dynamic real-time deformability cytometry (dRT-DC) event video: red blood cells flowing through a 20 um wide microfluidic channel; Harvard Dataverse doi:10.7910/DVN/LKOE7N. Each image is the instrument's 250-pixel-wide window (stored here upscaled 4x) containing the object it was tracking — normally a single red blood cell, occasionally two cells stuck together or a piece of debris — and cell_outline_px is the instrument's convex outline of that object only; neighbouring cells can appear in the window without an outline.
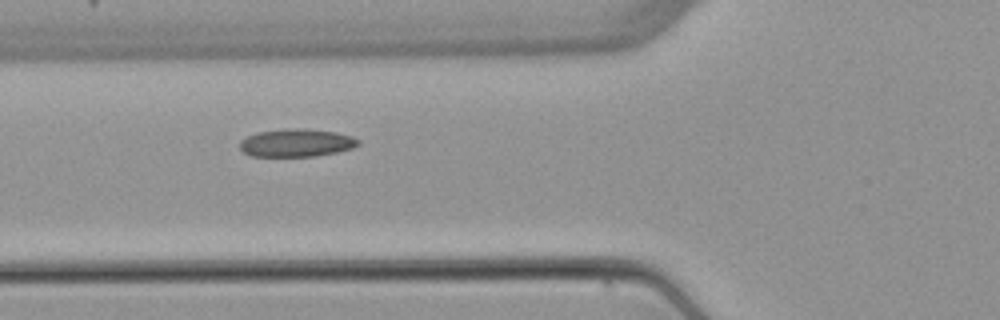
{"species": "common noctule bat (a hibernating species)", "species_latin": "Nyctalus noctula", "temperature_condition": "warm", "stored_images_in_passage": 6, "camera_frame_rate_fps": 3000, "um_per_image_px": 0.085, "animal": {"sex": "female", "body_mass_g": 22.7, "forearm_length_mm": 54.2}, "frame": {"image": 1, "passage_image": 5, "time_ms": 4.667, "image_size_px": [1000, 320], "cell_outline_px": [[360, 144], [352, 148], [336, 152], [316, 156], [252, 156], [244, 152], [240, 148], [240, 140], [256, 132], [288, 128], [300, 128], [336, 132], [352, 136], [360, 140]], "centroid_in_image_um": [25.2, 12.13], "position_along_channel_um": 100.6, "area_um2": 19.25}}
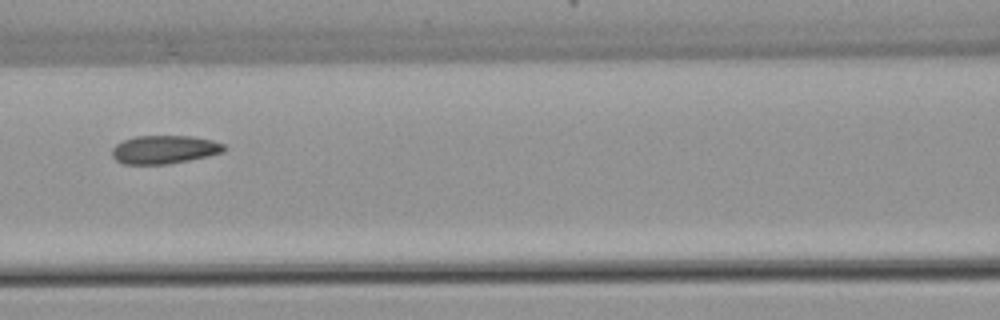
{"frame": {"image": 2, "passage_image": 6, "time_ms": 6.0, "image_size_px": [1000, 320], "cell_outline_px": [[224, 152], [208, 156], [168, 164], [124, 164], [116, 160], [112, 156], [112, 148], [116, 144], [124, 140], [136, 136], [192, 136], [212, 140], [224, 144]], "centroid_in_image_um": [13.96, 12.71], "position_along_channel_um": 152.6, "area_um2": 18.44}}